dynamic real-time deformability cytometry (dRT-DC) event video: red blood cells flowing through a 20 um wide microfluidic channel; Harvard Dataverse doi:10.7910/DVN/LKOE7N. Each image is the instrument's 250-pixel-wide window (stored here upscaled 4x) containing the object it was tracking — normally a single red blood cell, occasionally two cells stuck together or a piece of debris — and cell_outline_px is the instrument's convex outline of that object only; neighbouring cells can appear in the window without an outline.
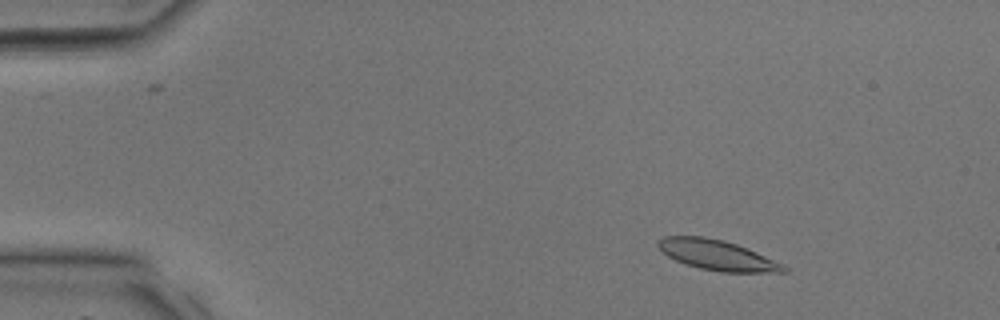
{"species": "common noctule bat (a hibernating species)", "species_latin": "Nyctalus noctula", "temperature_condition": "room temperature", "stored_images_in_passage": 36, "camera_frame_rate_fps": 3000, "um_per_image_px": 0.085, "animal": {"sex": "male", "body_mass_g": 17.9, "forearm_length_mm": 54.2}, "frame": {"image": 1, "passage_image": 2, "time_ms": 0.333, "image_size_px": [1000, 320], "cell_outline_px": [[788, 272], [720, 272], [700, 268], [676, 260], [668, 256], [656, 244], [664, 236], [704, 236], [724, 240], [736, 244], [756, 252], [784, 264], [788, 268]], "centroid_in_image_um": [60.99, 21.68], "position_along_channel_um": 24.0, "area_um2": 21.85}}
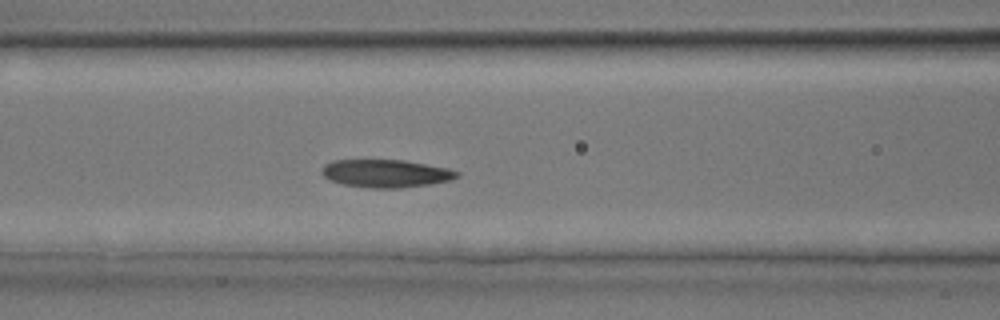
{"frame": {"image": 2, "passage_image": 13, "time_ms": 4.0, "image_size_px": [1000, 320], "cell_outline_px": [[460, 176], [448, 180], [428, 184], [400, 188], [372, 188], [344, 184], [328, 180], [320, 172], [324, 164], [332, 160], [404, 160], [448, 168], [460, 172]], "centroid_in_image_um": [32.77, 14.73], "position_along_channel_um": 133.8, "area_um2": 21.91}}
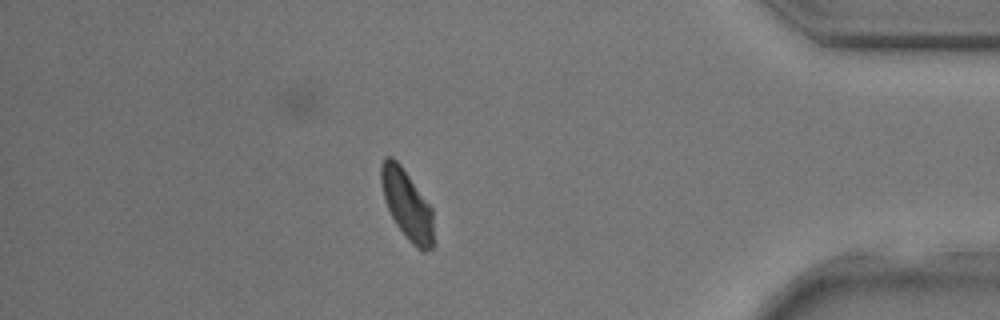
{"frame": {"image": 3, "passage_image": 30, "time_ms": 9.667, "image_size_px": [1000, 320], "cell_outline_px": [[432, 248], [424, 252], [416, 248], [408, 240], [396, 224], [384, 200], [380, 180], [380, 164], [384, 156], [392, 156], [400, 164], [432, 208]], "centroid_in_image_um": [34.55, 17.36], "position_along_channel_um": 400.6, "area_um2": 21.1}}